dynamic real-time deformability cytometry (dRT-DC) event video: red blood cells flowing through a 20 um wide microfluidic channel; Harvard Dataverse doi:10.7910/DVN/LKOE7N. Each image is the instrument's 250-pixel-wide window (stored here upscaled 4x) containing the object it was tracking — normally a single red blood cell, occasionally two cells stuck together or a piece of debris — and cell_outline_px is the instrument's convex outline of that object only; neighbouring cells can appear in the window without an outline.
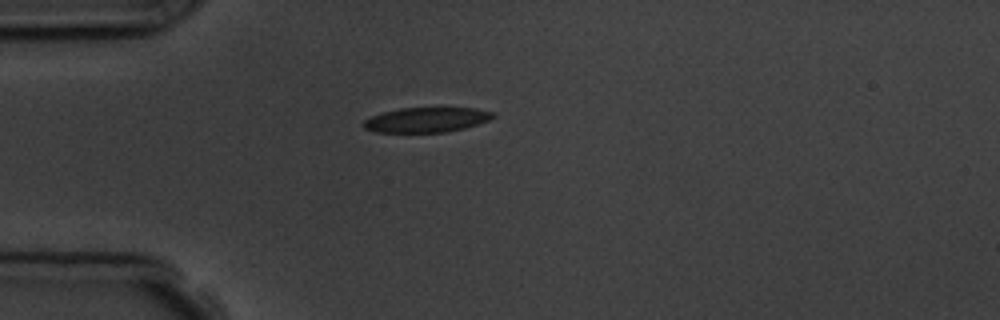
{"species": "common noctule bat (a hibernating species)", "species_latin": "Nyctalus noctula", "temperature_condition": "room temperature", "stored_images_in_passage": 1, "camera_frame_rate_fps": 3000, "um_per_image_px": 0.085, "animal": {"sex": "male", "body_mass_g": 19.5, "forearm_length_mm": 54.6}, "frame": {"image": 1, "passage_image": 1, "time_ms": 0.0, "image_size_px": [1000, 320], "cell_outline_px": [[496, 116], [488, 120], [464, 128], [448, 132], [376, 132], [364, 128], [364, 120], [372, 116], [384, 112], [400, 108], [476, 108], [492, 112]], "centroid_in_image_um": [36.26, 10.18], "position_along_channel_um": 48.7, "area_um2": 18.55}}